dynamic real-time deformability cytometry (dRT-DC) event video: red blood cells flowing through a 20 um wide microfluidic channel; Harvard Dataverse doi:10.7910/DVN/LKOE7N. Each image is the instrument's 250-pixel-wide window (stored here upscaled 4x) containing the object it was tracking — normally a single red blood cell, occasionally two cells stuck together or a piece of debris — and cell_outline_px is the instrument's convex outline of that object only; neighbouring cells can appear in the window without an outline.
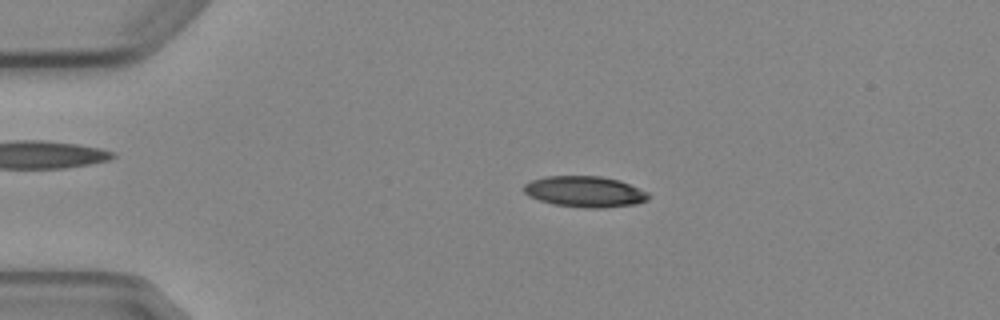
{"species": "Egyptian fruit bat (a non-hibernating species)", "species_latin": "Rousettus aegyptiacus", "temperature_condition": "cold", "stored_images_in_passage": 4, "camera_frame_rate_fps": 3000, "um_per_image_px": 0.085, "animal": {"sex": "female"}, "frame": {"image": 1, "passage_image": 3, "time_ms": 2.333, "image_size_px": [1000, 320], "cell_outline_px": [[648, 200], [636, 204], [604, 208], [584, 208], [552, 204], [528, 196], [524, 192], [524, 184], [532, 180], [544, 176], [600, 176], [620, 180], [648, 192]], "centroid_in_image_um": [49.71, 16.29], "position_along_channel_um": 35.3, "area_um2": 22.6}}